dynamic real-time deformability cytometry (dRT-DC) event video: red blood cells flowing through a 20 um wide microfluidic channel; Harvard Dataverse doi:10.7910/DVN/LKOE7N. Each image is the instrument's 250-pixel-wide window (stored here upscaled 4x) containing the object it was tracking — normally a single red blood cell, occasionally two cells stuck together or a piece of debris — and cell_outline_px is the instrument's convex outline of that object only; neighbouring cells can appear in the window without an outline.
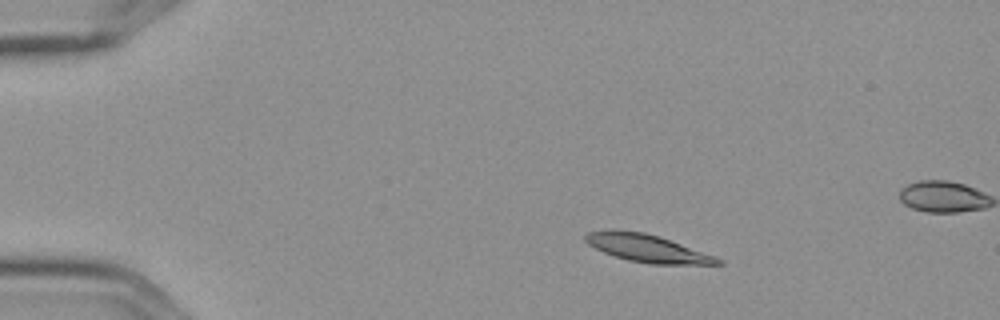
{"species": "Egyptian fruit bat (a non-hibernating species)", "species_latin": "Rousettus aegyptiacus", "temperature_condition": "cold", "stored_images_in_passage": 5, "camera_frame_rate_fps": 3000, "um_per_image_px": 0.085, "frame": {"image": 1, "passage_image": 2, "time_ms": 0.333, "image_size_px": [1000, 320], "cell_outline_px": [[724, 264], [652, 264], [628, 260], [604, 252], [588, 244], [584, 240], [584, 236], [588, 232], [644, 232], [660, 236], [716, 256], [724, 260]], "centroid_in_image_um": [55.13, 21.14], "position_along_channel_um": 29.9, "area_um2": 20.69}}